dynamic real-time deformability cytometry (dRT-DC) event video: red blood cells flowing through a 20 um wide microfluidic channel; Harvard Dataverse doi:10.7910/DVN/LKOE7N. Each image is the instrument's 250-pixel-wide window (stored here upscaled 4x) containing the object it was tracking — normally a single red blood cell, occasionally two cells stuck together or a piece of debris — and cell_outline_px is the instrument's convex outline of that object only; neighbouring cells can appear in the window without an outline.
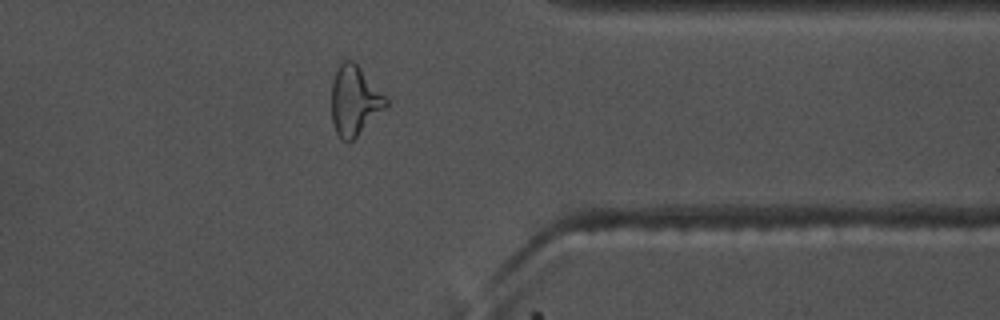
{"species": "common noctule bat (a hibernating species)", "species_latin": "Nyctalus noctula", "temperature_condition": "warm", "stored_images_in_passage": 39, "camera_frame_rate_fps": 3000, "um_per_image_px": 0.085, "animal": {"sex": "male", "body_mass_g": 17.5, "forearm_length_mm": 52.3}, "frame": {"image": 1, "passage_image": 28, "time_ms": 9.0, "image_size_px": [1000, 320], "cell_outline_px": [[388, 104], [352, 140], [344, 140], [336, 132], [332, 124], [332, 80], [340, 64], [344, 60], [352, 60], [360, 68], [388, 100]], "centroid_in_image_um": [30.1, 8.54], "position_along_channel_um": 381.3, "area_um2": 21.27}, "authors_computed_cell_mechanics": {"area_um2": 20.23, "velocity_mm_per_s": 3.7295, "shape_relaxation_time_tau1_ms": 5.6894, "shape_relaxation_time_tau2_ms": 2.8064, "deformation_change_tau1": 0.2024, "deformation_change_tau2": 0.1276}}